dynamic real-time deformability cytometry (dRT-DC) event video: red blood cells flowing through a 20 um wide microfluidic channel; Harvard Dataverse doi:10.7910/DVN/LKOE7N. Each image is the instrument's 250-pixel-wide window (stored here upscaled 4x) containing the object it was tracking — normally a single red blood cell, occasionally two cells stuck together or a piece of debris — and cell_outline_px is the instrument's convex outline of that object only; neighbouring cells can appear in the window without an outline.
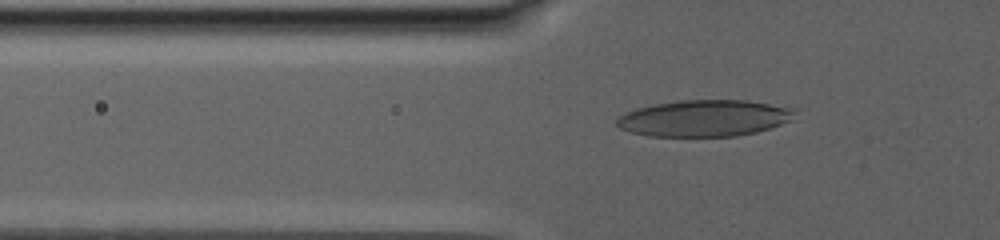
{"species": "human", "species_latin": "Homo sapiens", "temperature_condition": "warm", "stored_images_in_passage": 18, "camera_frame_rate_fps": 3000, "um_per_image_px": 0.085, "donor": {"sex": "male"}, "frame": {"image": 1, "passage_image": 2, "time_ms": 0.333, "image_size_px": [1000, 240], "cell_outline_px": [[800, 108], [792, 120], [756, 132], [736, 136], [648, 136], [632, 132], [620, 128], [616, 124], [616, 120], [620, 116], [636, 108], [656, 104], [680, 100], [748, 100]], "centroid_in_image_um": [59.95, 10.03], "position_along_channel_um": 65.9, "area_um2": 38.03}}
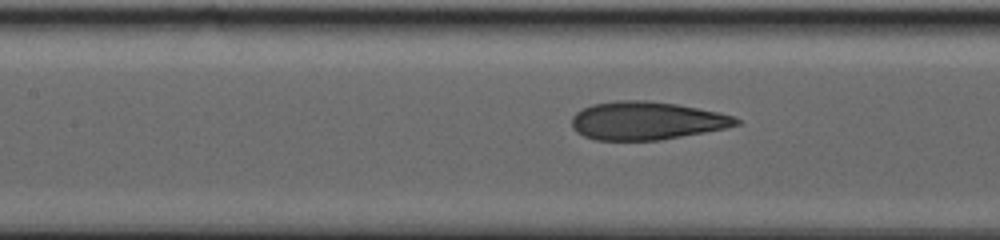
{"frame": {"image": 2, "passage_image": 13, "time_ms": 4.0, "image_size_px": [1000, 240], "cell_outline_px": [[740, 124], [724, 128], [704, 132], [660, 140], [596, 140], [584, 136], [576, 132], [572, 128], [572, 116], [576, 112], [592, 104], [616, 100], [648, 100], [676, 104], [720, 112], [732, 116], [740, 120]], "centroid_in_image_um": [54.93, 10.25], "position_along_channel_um": 152.5, "area_um2": 36.53}}
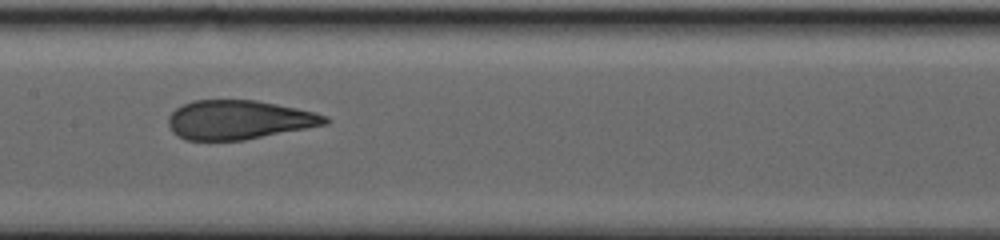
{"frame": {"image": 3, "passage_image": 17, "time_ms": 5.333, "image_size_px": [1000, 240], "cell_outline_px": [[332, 120], [328, 124], [308, 128], [244, 140], [188, 140], [176, 136], [172, 132], [168, 124], [168, 116], [176, 108], [192, 100], [256, 100], [316, 112], [328, 116]], "centroid_in_image_um": [20.32, 10.18], "position_along_channel_um": 187.1, "area_um2": 35.89}}